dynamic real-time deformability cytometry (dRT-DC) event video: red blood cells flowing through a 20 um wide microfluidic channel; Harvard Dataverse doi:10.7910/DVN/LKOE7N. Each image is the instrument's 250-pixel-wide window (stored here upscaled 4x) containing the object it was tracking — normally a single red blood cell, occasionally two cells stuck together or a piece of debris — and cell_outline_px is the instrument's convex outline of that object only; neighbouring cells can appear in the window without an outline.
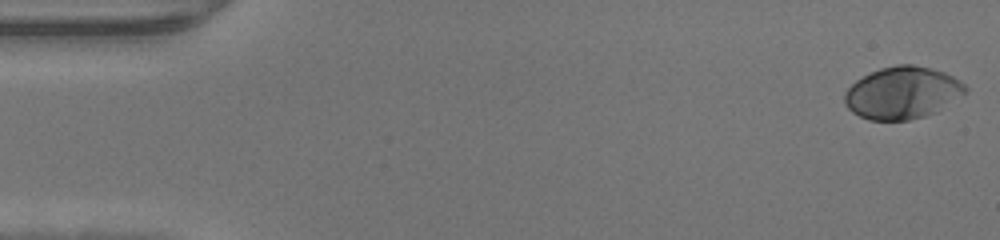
{"species": "human", "species_latin": "Homo sapiens", "temperature_condition": "warm", "stored_images_in_passage": 47, "camera_frame_rate_fps": 3000, "um_per_image_px": 0.085, "donor": {"sex": "male"}, "frame": {"image": 1, "passage_image": 1, "time_ms": 0.0, "image_size_px": [1000, 240], "cell_outline_px": [[968, 88], [964, 92], [936, 112], [924, 116], [908, 120], [868, 120], [852, 112], [844, 104], [844, 92], [856, 80], [880, 68], [896, 64], [912, 64], [932, 68], [944, 72], [960, 80]], "centroid_in_image_um": [76.67, 7.88], "position_along_channel_um": 8.3, "area_um2": 36.53}}
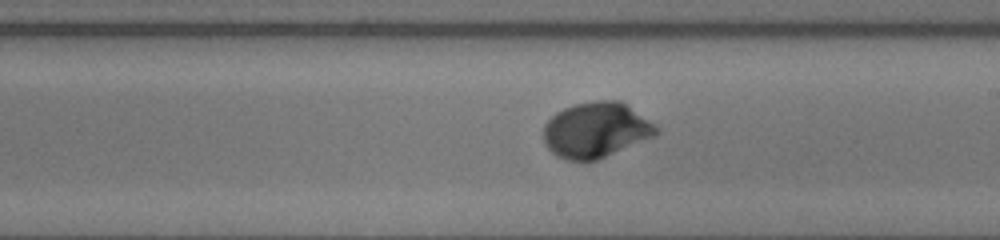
{"frame": {"image": 2, "passage_image": 27, "time_ms": 8.667, "image_size_px": [1000, 240], "cell_outline_px": [[660, 132], [656, 136], [596, 160], [568, 160], [556, 156], [544, 144], [544, 124], [556, 112], [564, 108], [576, 104], [596, 100], [620, 100], [660, 128]], "centroid_in_image_um": [50.66, 11.05], "position_along_channel_um": 238.3, "area_um2": 36.3}}
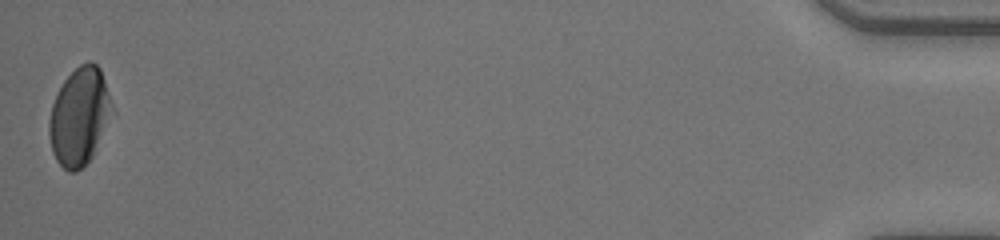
{"frame": {"image": 3, "passage_image": 47, "time_ms": 15.333, "image_size_px": [1000, 240], "cell_outline_px": [[116, 112], [92, 156], [76, 172], [68, 172], [56, 160], [52, 152], [48, 132], [48, 120], [52, 104], [56, 92], [64, 80], [80, 64], [88, 60], [92, 60], [100, 68]], "centroid_in_image_um": [6.77, 9.88], "position_along_channel_um": 428.4, "area_um2": 36.36}}